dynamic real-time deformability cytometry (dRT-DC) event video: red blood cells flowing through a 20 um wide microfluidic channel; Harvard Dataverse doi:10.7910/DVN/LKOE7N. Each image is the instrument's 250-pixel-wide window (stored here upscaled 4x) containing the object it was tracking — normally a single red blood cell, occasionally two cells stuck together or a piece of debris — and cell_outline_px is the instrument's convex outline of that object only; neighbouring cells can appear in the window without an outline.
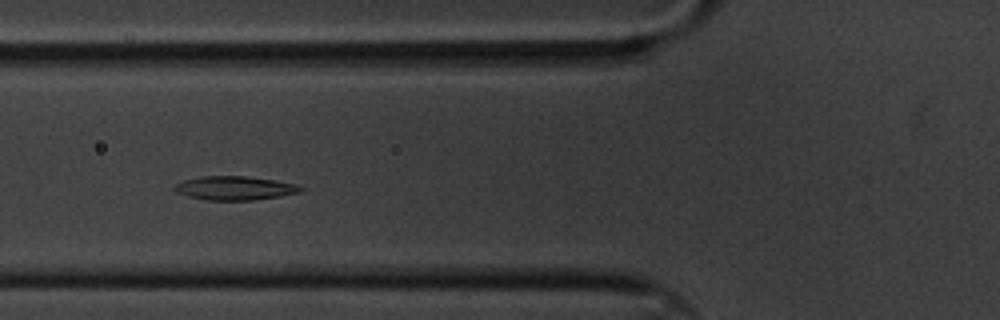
{"species": "common noctule bat (a hibernating species)", "species_latin": "Nyctalus noctula", "temperature_condition": "cold", "stored_images_in_passage": 50, "camera_frame_rate_fps": 3000, "um_per_image_px": 0.085, "animal": {"sex": "male", "body_mass_g": 20.1, "forearm_length_mm": 53.5}, "frame": {"image": 1, "passage_image": 12, "time_ms": 3.667, "image_size_px": [1000, 320], "cell_outline_px": [[304, 188], [300, 192], [280, 196], [252, 200], [208, 200], [188, 196], [176, 192], [172, 188], [176, 184], [184, 180], [200, 176], [244, 176], [272, 180], [296, 184]], "centroid_in_image_um": [19.92, 15.99], "position_along_channel_um": 105.9, "area_um2": 17.34}}
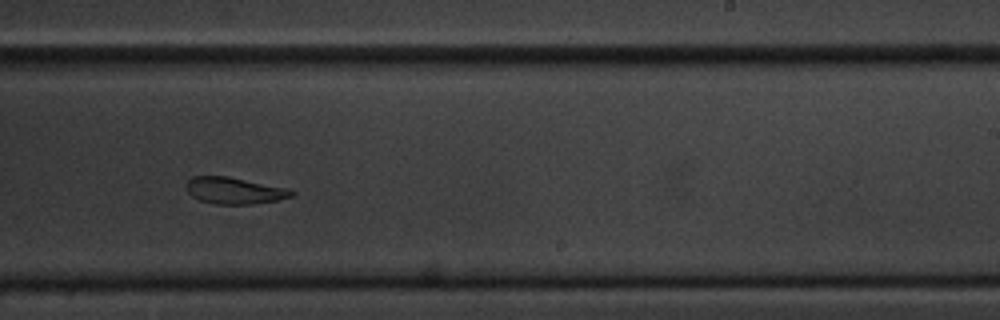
{"frame": {"image": 2, "passage_image": 27, "time_ms": 8.667, "image_size_px": [1000, 320], "cell_outline_px": [[292, 196], [280, 200], [252, 204], [216, 204], [200, 200], [192, 196], [188, 192], [188, 180], [192, 176], [228, 176], [284, 188], [292, 192]], "centroid_in_image_um": [19.89, 16.21], "position_along_channel_um": 269.1, "area_um2": 15.95}}
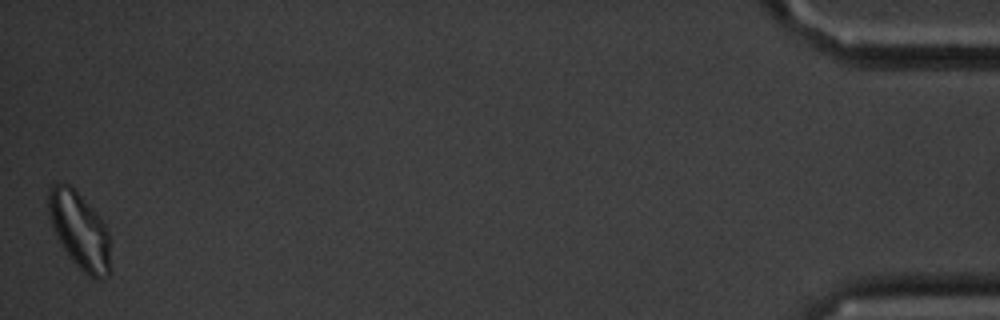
{"frame": {"image": 3, "passage_image": 50, "time_ms": 16.333, "image_size_px": [1000, 320], "cell_outline_px": [[112, 272], [108, 276], [100, 280], [96, 280], [88, 276], [68, 256], [60, 244], [52, 224], [48, 212], [48, 192], [52, 184], [60, 180], [68, 184], [92, 208], [104, 224], [108, 232], [112, 268]], "centroid_in_image_um": [6.78, 19.64], "position_along_channel_um": 428.4, "area_um2": 27.86}, "authors_computed_cell_mechanics": {"area_um2": 17.3978, "velocity_mm_per_s": 3.2645, "shape_relaxation_time_tau1_ms": 6.8563, "shape_relaxation_time_tau2_ms": null, "deformation_change_tau1": 0.1379, "deformation_change_tau2": null}}